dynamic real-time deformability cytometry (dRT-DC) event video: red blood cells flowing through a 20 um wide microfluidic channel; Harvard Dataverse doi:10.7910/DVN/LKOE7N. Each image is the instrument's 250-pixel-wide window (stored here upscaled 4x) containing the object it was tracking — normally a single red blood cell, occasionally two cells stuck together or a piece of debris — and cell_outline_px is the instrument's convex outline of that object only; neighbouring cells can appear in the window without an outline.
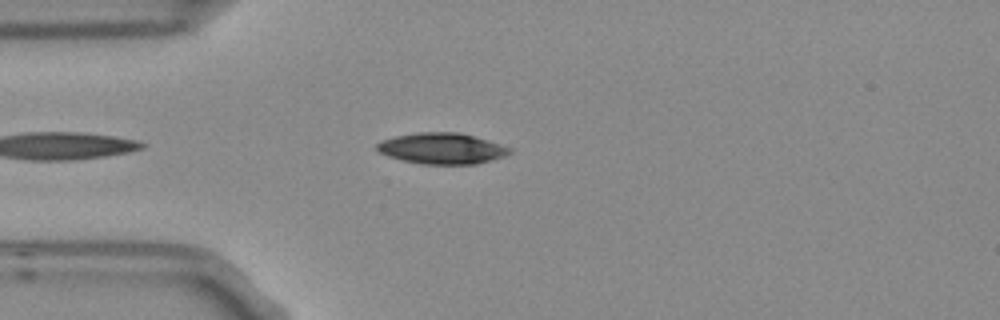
{"species": "Egyptian fruit bat (a non-hibernating species)", "species_latin": "Rousettus aegyptiacus", "temperature_condition": "room temperature", "stored_images_in_passage": 4, "camera_frame_rate_fps": 3000, "um_per_image_px": 0.085, "frame": {"image": 1, "passage_image": 3, "time_ms": 0.667, "image_size_px": [1000, 320], "cell_outline_px": [[512, 152], [504, 156], [492, 160], [476, 164], [420, 164], [400, 160], [376, 152], [376, 144], [380, 140], [396, 136], [416, 132], [460, 132], [488, 140], [512, 148]], "centroid_in_image_um": [37.53, 12.62], "position_along_channel_um": 47.5, "area_um2": 24.28}}